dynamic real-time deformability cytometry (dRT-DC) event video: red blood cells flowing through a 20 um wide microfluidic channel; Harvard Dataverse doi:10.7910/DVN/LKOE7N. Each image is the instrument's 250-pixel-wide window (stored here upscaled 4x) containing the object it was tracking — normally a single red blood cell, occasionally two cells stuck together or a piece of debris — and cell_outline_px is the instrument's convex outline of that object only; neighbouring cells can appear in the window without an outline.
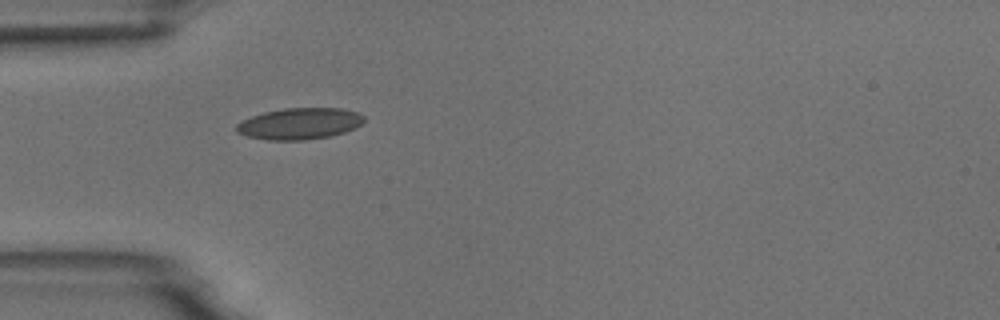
{"species": "common noctule bat (a hibernating species)", "species_latin": "Nyctalus noctula", "temperature_condition": "room temperature", "stored_images_in_passage": 5, "camera_frame_rate_fps": 3000, "um_per_image_px": 0.085, "animal": {"sex": "male", "body_mass_g": 18.8}, "frame": {"image": 1, "passage_image": 5, "time_ms": 4.667, "image_size_px": [1000, 320], "cell_outline_px": [[364, 120], [356, 128], [344, 132], [328, 136], [304, 140], [268, 140], [248, 136], [236, 132], [236, 124], [252, 116], [264, 112], [284, 108], [340, 108], [356, 112], [364, 116]], "centroid_in_image_um": [25.46, 10.51], "position_along_channel_um": 59.5, "area_um2": 23.18}}